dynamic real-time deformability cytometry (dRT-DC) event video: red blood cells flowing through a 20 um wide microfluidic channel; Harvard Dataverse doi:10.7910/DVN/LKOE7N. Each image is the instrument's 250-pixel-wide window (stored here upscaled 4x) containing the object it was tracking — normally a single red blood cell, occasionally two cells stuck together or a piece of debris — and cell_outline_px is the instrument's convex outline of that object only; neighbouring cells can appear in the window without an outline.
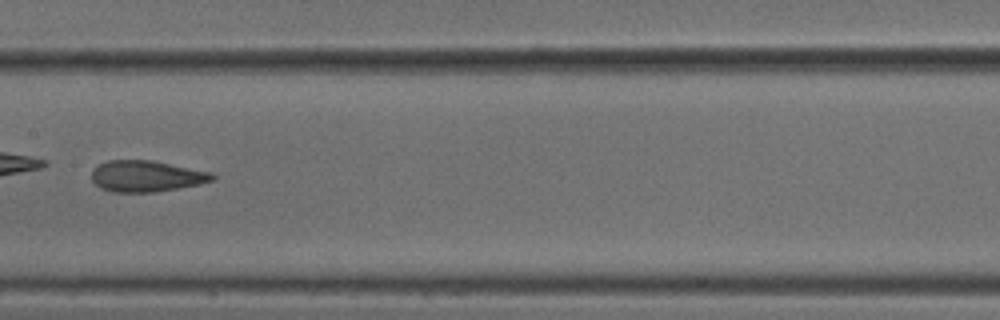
{"species": "common noctule bat (a hibernating species)", "species_latin": "Nyctalus noctula", "temperature_condition": "cold", "stored_images_in_passage": 7, "camera_frame_rate_fps": 3000, "um_per_image_px": 0.085, "animal": {"sex": "male", "body_mass_g": 18.8}, "frame": {"image": 1, "passage_image": 6, "time_ms": 1.667, "image_size_px": [1000, 320], "cell_outline_px": [[216, 180], [200, 184], [152, 192], [112, 192], [100, 188], [92, 180], [92, 168], [108, 160], [152, 160], [212, 172], [216, 176]], "centroid_in_image_um": [12.45, 14.97], "position_along_channel_um": 194.9, "area_um2": 22.02}}
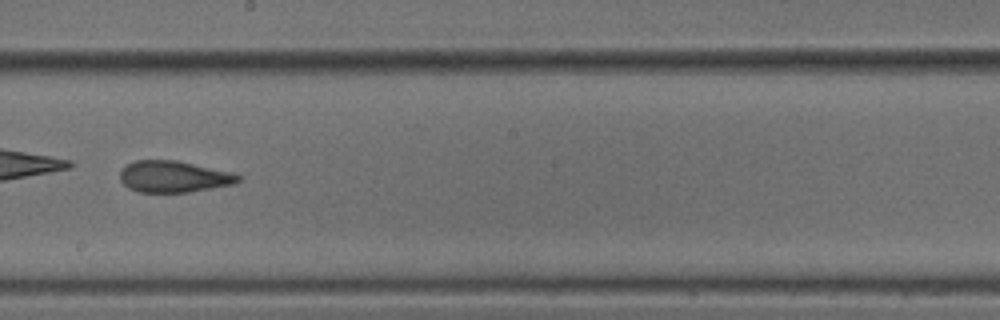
{"frame": {"image": 2, "passage_image": 7, "time_ms": 2.0, "image_size_px": [1000, 320], "cell_outline_px": [[240, 180], [232, 184], [188, 192], [140, 192], [128, 188], [120, 180], [120, 172], [128, 164], [136, 160], [176, 160], [232, 172], [240, 176]], "centroid_in_image_um": [14.75, 15.01], "position_along_channel_um": 233.5, "area_um2": 21.44}}